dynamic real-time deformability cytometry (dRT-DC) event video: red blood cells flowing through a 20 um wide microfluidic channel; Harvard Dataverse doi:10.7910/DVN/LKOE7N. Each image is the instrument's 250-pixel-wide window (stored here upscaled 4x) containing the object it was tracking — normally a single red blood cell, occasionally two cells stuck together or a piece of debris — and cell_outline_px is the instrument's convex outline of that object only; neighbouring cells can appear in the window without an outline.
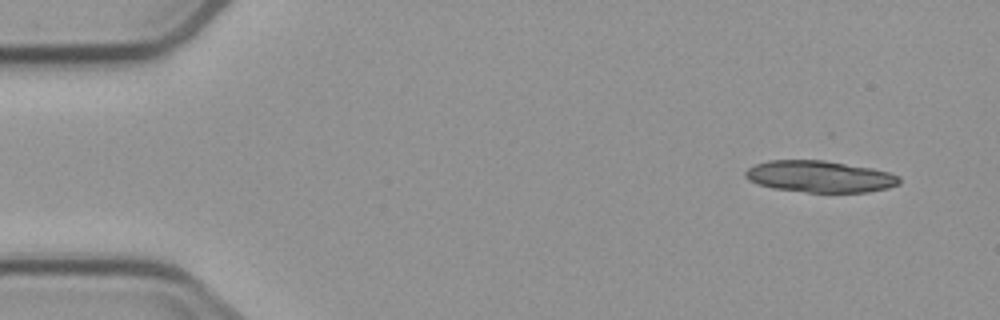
{"species": "common noctule bat (a hibernating species)", "species_latin": "Nyctalus noctula", "temperature_condition": "cold", "stored_images_in_passage": 8, "segment_of_instrument_passage": [1, 2], "camera_frame_rate_fps": 3000, "um_per_image_px": 0.085, "animal": {"sex": "male", "body_mass_g": 23.1, "forearm_length_mm": 52.7}, "frame": {"image": 1, "passage_image": 1, "time_ms": 0.0, "image_size_px": [1000, 320], "cell_outline_px": [[900, 184], [888, 188], [868, 192], [808, 192], [772, 188], [748, 180], [744, 176], [744, 172], [748, 168], [756, 164], [768, 160], [824, 160], [872, 168], [888, 172], [900, 176]], "centroid_in_image_um": [69.69, 15.0], "position_along_channel_um": 15.3, "area_um2": 28.38}}